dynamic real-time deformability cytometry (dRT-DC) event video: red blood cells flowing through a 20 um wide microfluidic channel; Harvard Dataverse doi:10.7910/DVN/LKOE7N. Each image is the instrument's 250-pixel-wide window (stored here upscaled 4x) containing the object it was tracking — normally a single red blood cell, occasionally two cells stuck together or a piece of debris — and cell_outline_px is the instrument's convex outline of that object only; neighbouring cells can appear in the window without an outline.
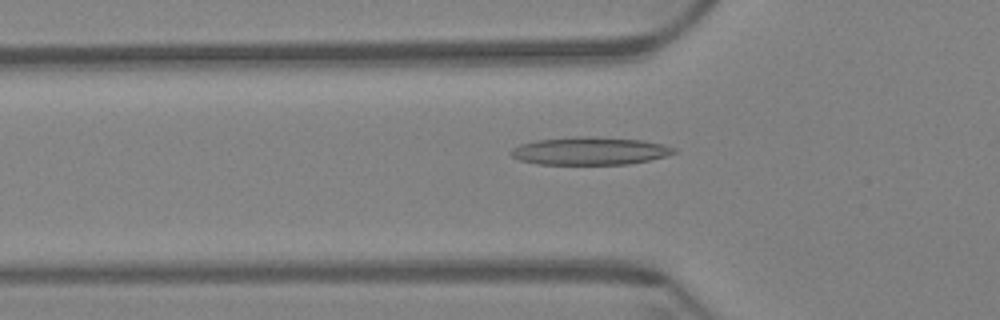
{"species": "Egyptian fruit bat (a non-hibernating species)", "species_latin": "Rousettus aegyptiacus", "temperature_condition": "warm", "stored_images_in_passage": 60, "camera_frame_rate_fps": 3000, "um_per_image_px": 0.085, "animal": {"sex": "female"}, "frame": {"image": 1, "passage_image": 20, "time_ms": 6.333, "image_size_px": [1000, 320], "cell_outline_px": [[676, 152], [664, 156], [648, 160], [628, 164], [536, 164], [520, 160], [512, 156], [508, 152], [512, 148], [520, 144], [536, 140], [572, 136], [596, 136], [644, 140], [664, 144], [676, 148]], "centroid_in_image_um": [50.12, 12.81], "position_along_channel_um": 75.7, "area_um2": 26.65}}
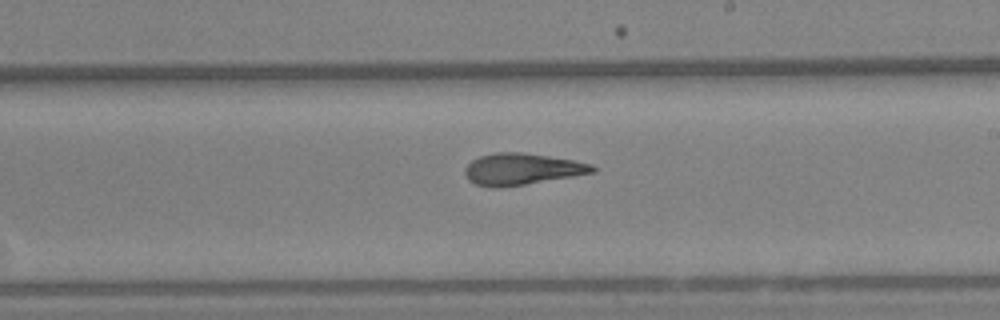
{"frame": {"image": 2, "passage_image": 35, "time_ms": 11.333, "image_size_px": [1000, 320], "cell_outline_px": [[596, 172], [524, 184], [496, 188], [476, 184], [468, 180], [464, 172], [464, 168], [472, 160], [480, 156], [496, 152], [520, 152], [548, 156], [572, 160], [592, 164], [596, 168]], "centroid_in_image_um": [44.33, 14.37], "position_along_channel_um": 244.7, "area_um2": 23.18}}
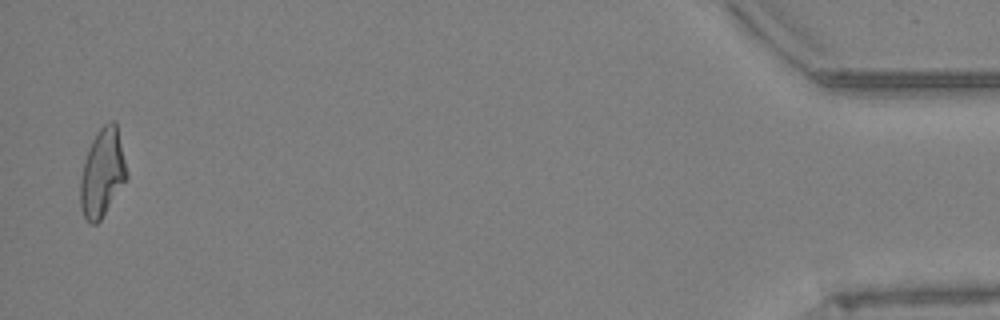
{"frame": {"image": 3, "passage_image": 59, "time_ms": 19.333, "image_size_px": [1000, 320], "cell_outline_px": [[128, 176], [100, 220], [96, 224], [92, 224], [84, 216], [80, 204], [80, 180], [84, 160], [88, 148], [96, 132], [108, 120], [112, 120], [116, 124], [128, 172]], "centroid_in_image_um": [8.69, 14.66], "position_along_channel_um": 426.5, "area_um2": 23.52}, "authors_computed_cell_mechanics": {"area_um2": 23.8425, "velocity_mm_per_s": 3.3888, "shape_relaxation_time_tau1_ms": null, "shape_relaxation_time_tau2_ms": 3.2633, "deformation_change_tau1": null, "deformation_change_tau2": 0.1289}}